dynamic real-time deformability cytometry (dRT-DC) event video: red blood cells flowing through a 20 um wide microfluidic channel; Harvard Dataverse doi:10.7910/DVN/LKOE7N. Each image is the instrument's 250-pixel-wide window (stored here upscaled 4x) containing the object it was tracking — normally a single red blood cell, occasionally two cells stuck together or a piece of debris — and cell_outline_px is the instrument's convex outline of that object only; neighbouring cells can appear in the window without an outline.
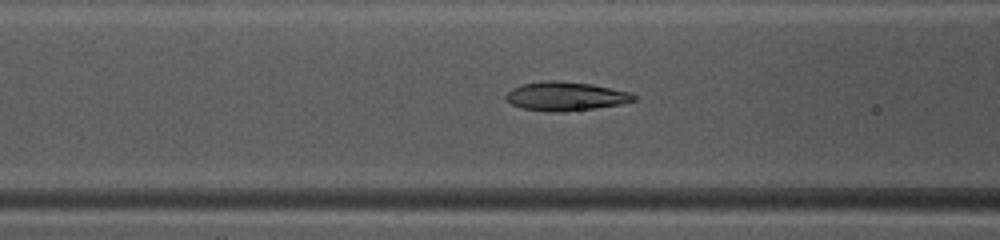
{"species": "common noctule bat (a hibernating species)", "species_latin": "Nyctalus noctula", "temperature_condition": "warm", "stored_images_in_passage": 49, "camera_frame_rate_fps": 3000, "um_per_image_px": 0.085, "animal": {"sex": "female", "body_mass_g": 10.0, "forearm_length_mm": 53.1}, "frame": {"image": 1, "passage_image": 20, "time_ms": 6.333, "image_size_px": [1000, 240], "cell_outline_px": [[636, 100], [620, 104], [596, 108], [560, 112], [548, 112], [520, 108], [512, 104], [504, 96], [512, 88], [524, 84], [544, 80], [556, 80], [592, 84], [632, 92], [636, 96]], "centroid_in_image_um": [48.09, 8.18], "position_along_channel_um": 118.5, "area_um2": 21.62}}
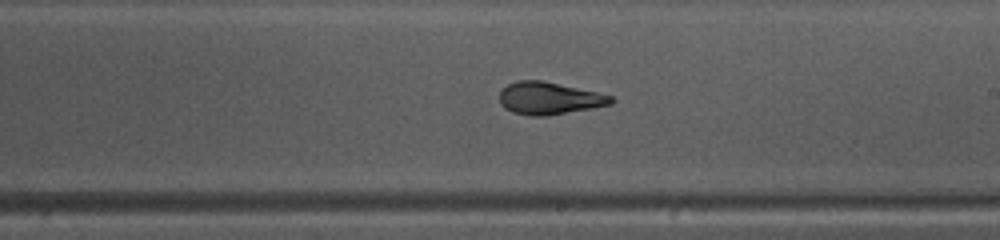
{"frame": {"image": 2, "passage_image": 29, "time_ms": 9.333, "image_size_px": [1000, 240], "cell_outline_px": [[616, 100], [612, 104], [592, 108], [544, 116], [528, 116], [512, 112], [504, 108], [500, 104], [500, 92], [508, 84], [516, 80], [544, 80], [596, 92], [612, 96]], "centroid_in_image_um": [46.67, 8.35], "position_along_channel_um": 242.3, "area_um2": 21.1}}
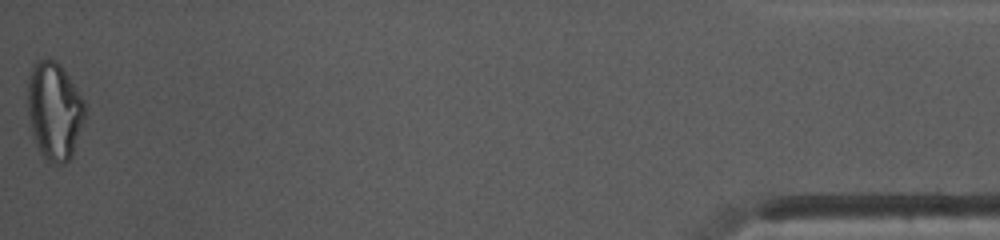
{"frame": {"image": 3, "passage_image": 49, "time_ms": 16.0, "image_size_px": [1000, 240], "cell_outline_px": [[84, 120], [72, 156], [64, 164], [56, 164], [44, 160], [32, 136], [28, 120], [28, 76], [32, 64], [36, 60], [48, 56], [56, 60], [60, 64], [84, 100]], "centroid_in_image_um": [4.59, 9.4], "position_along_channel_um": 430.6, "area_um2": 33.06}, "authors_computed_cell_mechanics": {"area_um2": 21.5016, "velocity_mm_per_s": 4.1222, "shape_relaxation_time_tau1_ms": 3.4396, "shape_relaxation_time_tau2_ms": 1.1441, "deformation_change_tau1": 0.1743, "deformation_change_tau2": 0.0887}}